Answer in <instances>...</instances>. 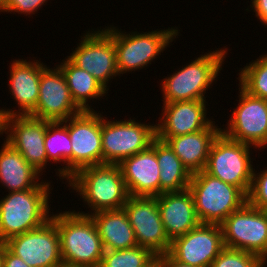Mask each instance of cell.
<instances>
[{"label": "cell", "instance_id": "obj_1", "mask_svg": "<svg viewBox=\"0 0 267 267\" xmlns=\"http://www.w3.org/2000/svg\"><path fill=\"white\" fill-rule=\"evenodd\" d=\"M85 212L65 211L51 215L60 237L63 264L99 267L105 252L97 226Z\"/></svg>", "mask_w": 267, "mask_h": 267}, {"label": "cell", "instance_id": "obj_2", "mask_svg": "<svg viewBox=\"0 0 267 267\" xmlns=\"http://www.w3.org/2000/svg\"><path fill=\"white\" fill-rule=\"evenodd\" d=\"M50 182L32 189L9 192L0 200V242L42 226L49 215Z\"/></svg>", "mask_w": 267, "mask_h": 267}, {"label": "cell", "instance_id": "obj_3", "mask_svg": "<svg viewBox=\"0 0 267 267\" xmlns=\"http://www.w3.org/2000/svg\"><path fill=\"white\" fill-rule=\"evenodd\" d=\"M67 181L93 211L84 215L121 209L129 198L118 164L87 166L78 170Z\"/></svg>", "mask_w": 267, "mask_h": 267}, {"label": "cell", "instance_id": "obj_4", "mask_svg": "<svg viewBox=\"0 0 267 267\" xmlns=\"http://www.w3.org/2000/svg\"><path fill=\"white\" fill-rule=\"evenodd\" d=\"M188 189L201 224L220 225L247 202V196L238 187L221 181L205 170L192 174Z\"/></svg>", "mask_w": 267, "mask_h": 267}, {"label": "cell", "instance_id": "obj_5", "mask_svg": "<svg viewBox=\"0 0 267 267\" xmlns=\"http://www.w3.org/2000/svg\"><path fill=\"white\" fill-rule=\"evenodd\" d=\"M228 49L208 52L182 67L162 81L164 103L177 101H206L204 93L217 79Z\"/></svg>", "mask_w": 267, "mask_h": 267}, {"label": "cell", "instance_id": "obj_6", "mask_svg": "<svg viewBox=\"0 0 267 267\" xmlns=\"http://www.w3.org/2000/svg\"><path fill=\"white\" fill-rule=\"evenodd\" d=\"M251 147L220 132L211 144L205 171L225 183L238 187L248 196L255 171L250 158Z\"/></svg>", "mask_w": 267, "mask_h": 267}, {"label": "cell", "instance_id": "obj_7", "mask_svg": "<svg viewBox=\"0 0 267 267\" xmlns=\"http://www.w3.org/2000/svg\"><path fill=\"white\" fill-rule=\"evenodd\" d=\"M111 33L116 51V64L120 74L135 71L151 64L165 47L178 35V30H154L144 33L125 34L115 27H106Z\"/></svg>", "mask_w": 267, "mask_h": 267}, {"label": "cell", "instance_id": "obj_8", "mask_svg": "<svg viewBox=\"0 0 267 267\" xmlns=\"http://www.w3.org/2000/svg\"><path fill=\"white\" fill-rule=\"evenodd\" d=\"M101 115L103 164H119L123 159L148 149L156 138V125L134 119L107 121ZM154 125V126H153Z\"/></svg>", "mask_w": 267, "mask_h": 267}, {"label": "cell", "instance_id": "obj_9", "mask_svg": "<svg viewBox=\"0 0 267 267\" xmlns=\"http://www.w3.org/2000/svg\"><path fill=\"white\" fill-rule=\"evenodd\" d=\"M220 226L226 248L250 252L260 258L267 255V211L246 202Z\"/></svg>", "mask_w": 267, "mask_h": 267}, {"label": "cell", "instance_id": "obj_10", "mask_svg": "<svg viewBox=\"0 0 267 267\" xmlns=\"http://www.w3.org/2000/svg\"><path fill=\"white\" fill-rule=\"evenodd\" d=\"M239 104L221 132L228 138L254 146L267 147V100L239 88ZM266 146V147H265Z\"/></svg>", "mask_w": 267, "mask_h": 267}, {"label": "cell", "instance_id": "obj_11", "mask_svg": "<svg viewBox=\"0 0 267 267\" xmlns=\"http://www.w3.org/2000/svg\"><path fill=\"white\" fill-rule=\"evenodd\" d=\"M81 38L79 46L67 57L108 90L109 79L120 76L111 33L104 28L94 32L89 31Z\"/></svg>", "mask_w": 267, "mask_h": 267}, {"label": "cell", "instance_id": "obj_12", "mask_svg": "<svg viewBox=\"0 0 267 267\" xmlns=\"http://www.w3.org/2000/svg\"><path fill=\"white\" fill-rule=\"evenodd\" d=\"M138 246L160 256L169 252V240L158 209L157 196H129L124 205Z\"/></svg>", "mask_w": 267, "mask_h": 267}, {"label": "cell", "instance_id": "obj_13", "mask_svg": "<svg viewBox=\"0 0 267 267\" xmlns=\"http://www.w3.org/2000/svg\"><path fill=\"white\" fill-rule=\"evenodd\" d=\"M6 247L30 267H60V237L52 219L42 226L11 237Z\"/></svg>", "mask_w": 267, "mask_h": 267}, {"label": "cell", "instance_id": "obj_14", "mask_svg": "<svg viewBox=\"0 0 267 267\" xmlns=\"http://www.w3.org/2000/svg\"><path fill=\"white\" fill-rule=\"evenodd\" d=\"M63 122L71 140L72 176L84 167L102 165L101 114L82 111Z\"/></svg>", "mask_w": 267, "mask_h": 267}, {"label": "cell", "instance_id": "obj_15", "mask_svg": "<svg viewBox=\"0 0 267 267\" xmlns=\"http://www.w3.org/2000/svg\"><path fill=\"white\" fill-rule=\"evenodd\" d=\"M225 248L222 228L218 224H200L171 242L169 254L178 262L211 267L214 259Z\"/></svg>", "mask_w": 267, "mask_h": 267}, {"label": "cell", "instance_id": "obj_16", "mask_svg": "<svg viewBox=\"0 0 267 267\" xmlns=\"http://www.w3.org/2000/svg\"><path fill=\"white\" fill-rule=\"evenodd\" d=\"M46 129L47 121L29 115L3 118V132L7 134L5 141L41 173L49 162L44 144Z\"/></svg>", "mask_w": 267, "mask_h": 267}, {"label": "cell", "instance_id": "obj_17", "mask_svg": "<svg viewBox=\"0 0 267 267\" xmlns=\"http://www.w3.org/2000/svg\"><path fill=\"white\" fill-rule=\"evenodd\" d=\"M82 110L73 101L62 71L56 66L42 71L39 82V99L29 115L45 121H65Z\"/></svg>", "mask_w": 267, "mask_h": 267}, {"label": "cell", "instance_id": "obj_18", "mask_svg": "<svg viewBox=\"0 0 267 267\" xmlns=\"http://www.w3.org/2000/svg\"><path fill=\"white\" fill-rule=\"evenodd\" d=\"M206 103L200 100L163 103V117L156 123V137L169 139L207 128L213 121L206 118Z\"/></svg>", "mask_w": 267, "mask_h": 267}, {"label": "cell", "instance_id": "obj_19", "mask_svg": "<svg viewBox=\"0 0 267 267\" xmlns=\"http://www.w3.org/2000/svg\"><path fill=\"white\" fill-rule=\"evenodd\" d=\"M129 196L160 195V168L156 158V138L151 146L119 164Z\"/></svg>", "mask_w": 267, "mask_h": 267}, {"label": "cell", "instance_id": "obj_20", "mask_svg": "<svg viewBox=\"0 0 267 267\" xmlns=\"http://www.w3.org/2000/svg\"><path fill=\"white\" fill-rule=\"evenodd\" d=\"M45 66L38 60L35 62L23 59L13 61L9 70L11 71L9 89L20 109L18 111L1 109L3 118L14 115L27 116L35 110L39 99L40 77Z\"/></svg>", "mask_w": 267, "mask_h": 267}, {"label": "cell", "instance_id": "obj_21", "mask_svg": "<svg viewBox=\"0 0 267 267\" xmlns=\"http://www.w3.org/2000/svg\"><path fill=\"white\" fill-rule=\"evenodd\" d=\"M157 203L165 232L171 242L201 224L189 189L162 193L157 196Z\"/></svg>", "mask_w": 267, "mask_h": 267}, {"label": "cell", "instance_id": "obj_22", "mask_svg": "<svg viewBox=\"0 0 267 267\" xmlns=\"http://www.w3.org/2000/svg\"><path fill=\"white\" fill-rule=\"evenodd\" d=\"M217 127L212 122L203 130L160 140L165 141L188 171L194 174L205 170L211 144L221 132V128Z\"/></svg>", "mask_w": 267, "mask_h": 267}, {"label": "cell", "instance_id": "obj_23", "mask_svg": "<svg viewBox=\"0 0 267 267\" xmlns=\"http://www.w3.org/2000/svg\"><path fill=\"white\" fill-rule=\"evenodd\" d=\"M90 216L97 226L105 251L138 246L124 208L100 211Z\"/></svg>", "mask_w": 267, "mask_h": 267}, {"label": "cell", "instance_id": "obj_24", "mask_svg": "<svg viewBox=\"0 0 267 267\" xmlns=\"http://www.w3.org/2000/svg\"><path fill=\"white\" fill-rule=\"evenodd\" d=\"M0 150V182L8 192L24 191L37 187L40 176L22 154L12 148L6 141Z\"/></svg>", "mask_w": 267, "mask_h": 267}, {"label": "cell", "instance_id": "obj_25", "mask_svg": "<svg viewBox=\"0 0 267 267\" xmlns=\"http://www.w3.org/2000/svg\"><path fill=\"white\" fill-rule=\"evenodd\" d=\"M58 65L62 71L71 97L82 111H94L88 105V99H97L108 90L87 71L76 66L68 57Z\"/></svg>", "mask_w": 267, "mask_h": 267}, {"label": "cell", "instance_id": "obj_26", "mask_svg": "<svg viewBox=\"0 0 267 267\" xmlns=\"http://www.w3.org/2000/svg\"><path fill=\"white\" fill-rule=\"evenodd\" d=\"M156 158L160 168V195L188 189L192 174L170 146L156 137Z\"/></svg>", "mask_w": 267, "mask_h": 267}, {"label": "cell", "instance_id": "obj_27", "mask_svg": "<svg viewBox=\"0 0 267 267\" xmlns=\"http://www.w3.org/2000/svg\"><path fill=\"white\" fill-rule=\"evenodd\" d=\"M45 150L48 161L63 162V168L59 171L60 179L68 180L72 177V147L69 137L68 127L63 121L50 122L47 121V129L45 135Z\"/></svg>", "mask_w": 267, "mask_h": 267}, {"label": "cell", "instance_id": "obj_28", "mask_svg": "<svg viewBox=\"0 0 267 267\" xmlns=\"http://www.w3.org/2000/svg\"><path fill=\"white\" fill-rule=\"evenodd\" d=\"M157 257L151 250L142 246L108 250L104 252L99 267H151Z\"/></svg>", "mask_w": 267, "mask_h": 267}, {"label": "cell", "instance_id": "obj_29", "mask_svg": "<svg viewBox=\"0 0 267 267\" xmlns=\"http://www.w3.org/2000/svg\"><path fill=\"white\" fill-rule=\"evenodd\" d=\"M239 75L240 87L252 96L267 100V54L246 64Z\"/></svg>", "mask_w": 267, "mask_h": 267}, {"label": "cell", "instance_id": "obj_30", "mask_svg": "<svg viewBox=\"0 0 267 267\" xmlns=\"http://www.w3.org/2000/svg\"><path fill=\"white\" fill-rule=\"evenodd\" d=\"M211 267H261V258L250 252L225 247Z\"/></svg>", "mask_w": 267, "mask_h": 267}, {"label": "cell", "instance_id": "obj_31", "mask_svg": "<svg viewBox=\"0 0 267 267\" xmlns=\"http://www.w3.org/2000/svg\"><path fill=\"white\" fill-rule=\"evenodd\" d=\"M247 202L255 208L267 211V169L260 173L253 172Z\"/></svg>", "mask_w": 267, "mask_h": 267}, {"label": "cell", "instance_id": "obj_32", "mask_svg": "<svg viewBox=\"0 0 267 267\" xmlns=\"http://www.w3.org/2000/svg\"><path fill=\"white\" fill-rule=\"evenodd\" d=\"M47 0H8L4 12H17L18 14H34Z\"/></svg>", "mask_w": 267, "mask_h": 267}, {"label": "cell", "instance_id": "obj_33", "mask_svg": "<svg viewBox=\"0 0 267 267\" xmlns=\"http://www.w3.org/2000/svg\"><path fill=\"white\" fill-rule=\"evenodd\" d=\"M2 267H30L20 257L13 254L4 243V256Z\"/></svg>", "mask_w": 267, "mask_h": 267}, {"label": "cell", "instance_id": "obj_34", "mask_svg": "<svg viewBox=\"0 0 267 267\" xmlns=\"http://www.w3.org/2000/svg\"><path fill=\"white\" fill-rule=\"evenodd\" d=\"M251 7L260 22L267 26V0H251Z\"/></svg>", "mask_w": 267, "mask_h": 267}, {"label": "cell", "instance_id": "obj_35", "mask_svg": "<svg viewBox=\"0 0 267 267\" xmlns=\"http://www.w3.org/2000/svg\"><path fill=\"white\" fill-rule=\"evenodd\" d=\"M161 267H195L175 260L168 252L157 257Z\"/></svg>", "mask_w": 267, "mask_h": 267}, {"label": "cell", "instance_id": "obj_36", "mask_svg": "<svg viewBox=\"0 0 267 267\" xmlns=\"http://www.w3.org/2000/svg\"><path fill=\"white\" fill-rule=\"evenodd\" d=\"M4 242H0V267L3 265Z\"/></svg>", "mask_w": 267, "mask_h": 267}, {"label": "cell", "instance_id": "obj_37", "mask_svg": "<svg viewBox=\"0 0 267 267\" xmlns=\"http://www.w3.org/2000/svg\"><path fill=\"white\" fill-rule=\"evenodd\" d=\"M8 0H0V12H4L5 11V7L7 4Z\"/></svg>", "mask_w": 267, "mask_h": 267}, {"label": "cell", "instance_id": "obj_38", "mask_svg": "<svg viewBox=\"0 0 267 267\" xmlns=\"http://www.w3.org/2000/svg\"><path fill=\"white\" fill-rule=\"evenodd\" d=\"M3 133V116L0 110V135Z\"/></svg>", "mask_w": 267, "mask_h": 267}, {"label": "cell", "instance_id": "obj_39", "mask_svg": "<svg viewBox=\"0 0 267 267\" xmlns=\"http://www.w3.org/2000/svg\"><path fill=\"white\" fill-rule=\"evenodd\" d=\"M266 263H267V255L261 258V267L265 266Z\"/></svg>", "mask_w": 267, "mask_h": 267}, {"label": "cell", "instance_id": "obj_40", "mask_svg": "<svg viewBox=\"0 0 267 267\" xmlns=\"http://www.w3.org/2000/svg\"><path fill=\"white\" fill-rule=\"evenodd\" d=\"M151 267H161L159 261L157 260Z\"/></svg>", "mask_w": 267, "mask_h": 267}, {"label": "cell", "instance_id": "obj_41", "mask_svg": "<svg viewBox=\"0 0 267 267\" xmlns=\"http://www.w3.org/2000/svg\"><path fill=\"white\" fill-rule=\"evenodd\" d=\"M60 267H82V266H71V265L62 264Z\"/></svg>", "mask_w": 267, "mask_h": 267}]
</instances>
